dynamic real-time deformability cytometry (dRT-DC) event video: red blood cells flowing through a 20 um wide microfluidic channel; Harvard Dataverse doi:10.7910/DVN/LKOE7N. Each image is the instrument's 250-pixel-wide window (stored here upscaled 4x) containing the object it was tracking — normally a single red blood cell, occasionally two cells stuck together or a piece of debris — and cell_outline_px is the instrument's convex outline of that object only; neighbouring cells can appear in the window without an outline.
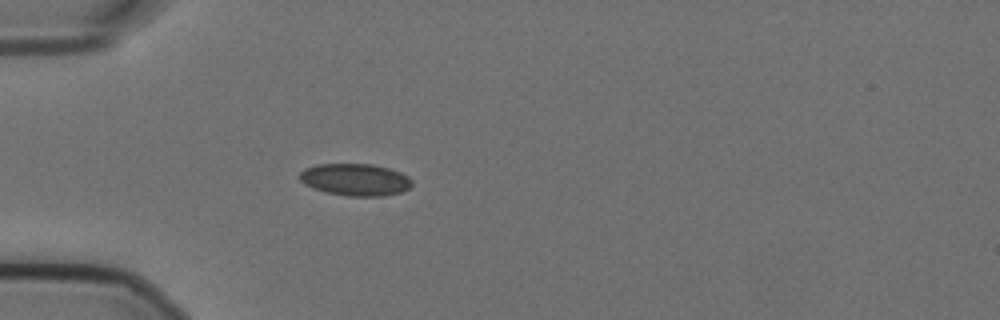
{"species": "Egyptian fruit bat (a non-hibernating species)", "species_latin": "Rousettus aegyptiacus", "temperature_condition": "cold", "stored_images_in_passage": 41, "camera_frame_rate_fps": 3000, "um_per_image_px": 0.085, "animal": {"sex": "female"}, "frame": {"image": 1, "passage_image": 1, "time_ms": 0.0, "image_size_px": [1000, 320], "cell_outline_px": [[412, 184], [408, 188], [400, 192], [384, 196], [348, 196], [324, 192], [312, 188], [304, 184], [300, 180], [300, 172], [304, 168], [316, 164], [372, 164], [388, 168], [400, 172], [408, 176], [412, 180]], "centroid_in_image_um": [30.17, 15.27], "position_along_channel_um": 54.8, "area_um2": 21.1}}
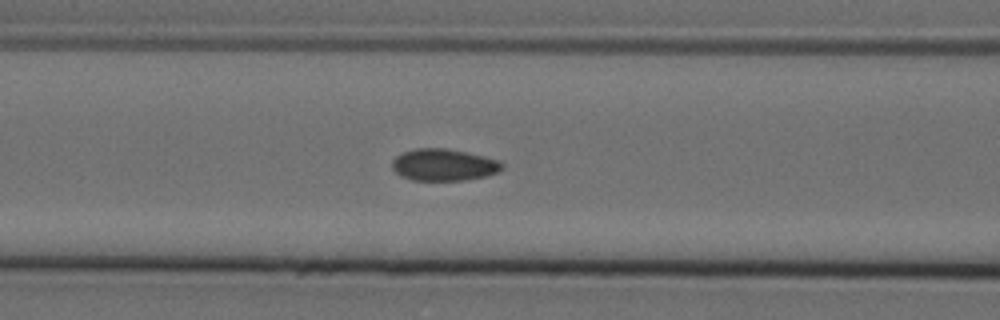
{"frame": {"image": 2, "passage_image": 8, "time_ms": 2.333, "image_size_px": [1000, 320], "cell_outline_px": [[504, 168], [500, 172], [484, 176], [464, 180], [412, 180], [400, 176], [392, 168], [392, 160], [396, 156], [404, 152], [416, 148], [448, 148], [484, 156], [500, 160], [504, 164]], "centroid_in_image_um": [37.74, 14.01], "position_along_channel_um": 128.9, "area_um2": 20.58}}
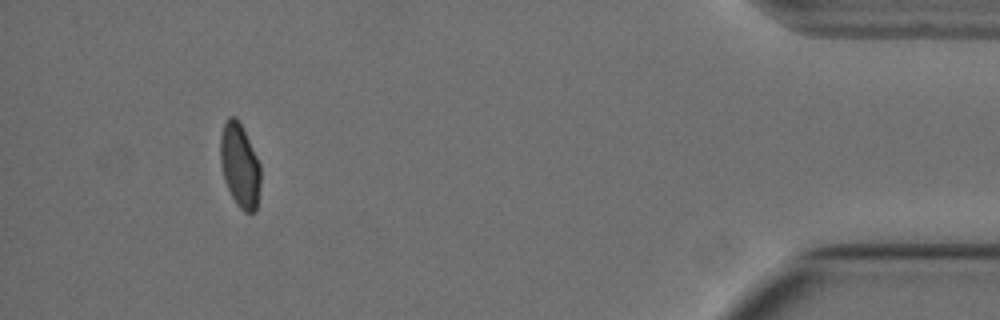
{"frame": {"image": 3, "passage_image": 37, "time_ms": 12.0, "image_size_px": [1000, 320], "cell_outline_px": [[260, 184], [256, 212], [244, 212], [236, 204], [224, 180], [220, 164], [220, 136], [224, 124], [228, 116], [236, 116], [260, 164]], "centroid_in_image_um": [20.37, 14.08], "position_along_channel_um": 414.8, "area_um2": 19.54}, "authors_computed_cell_mechanics": {"area_um2": 20.2878, "velocity_mm_per_s": 3.5702, "shape_relaxation_time_tau1_ms": null, "shape_relaxation_time_tau2_ms": 0.6017, "deformation_change_tau1": null, "deformation_change_tau2": 0.0387}}